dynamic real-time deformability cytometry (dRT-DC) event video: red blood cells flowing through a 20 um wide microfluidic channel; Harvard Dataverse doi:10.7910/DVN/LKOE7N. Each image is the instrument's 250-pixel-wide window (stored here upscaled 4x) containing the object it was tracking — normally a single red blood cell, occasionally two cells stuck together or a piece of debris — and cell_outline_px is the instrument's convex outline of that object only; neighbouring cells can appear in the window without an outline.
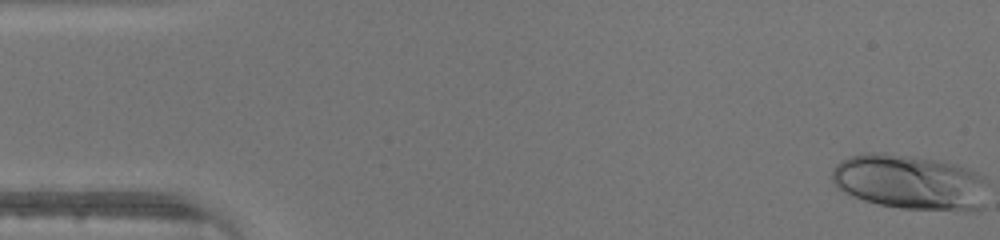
{"species": "human", "species_latin": "Homo sapiens", "temperature_condition": "warm", "stored_images_in_passage": 46, "camera_frame_rate_fps": 3000, "um_per_image_px": 0.085, "donor": {"sex": "male"}, "frame": {"image": 1, "passage_image": 1, "time_ms": 0.0, "image_size_px": [1000, 240], "cell_outline_px": [[984, 208], [972, 212], [900, 208], [880, 204], [864, 200], [852, 196], [836, 188], [832, 180], [832, 168], [840, 160], [848, 156], [868, 152], [884, 152], [912, 156], [956, 164], [968, 168], [984, 176]], "centroid_in_image_um": [77.33, 15.49], "position_along_channel_um": 7.7, "area_um2": 50.52}}
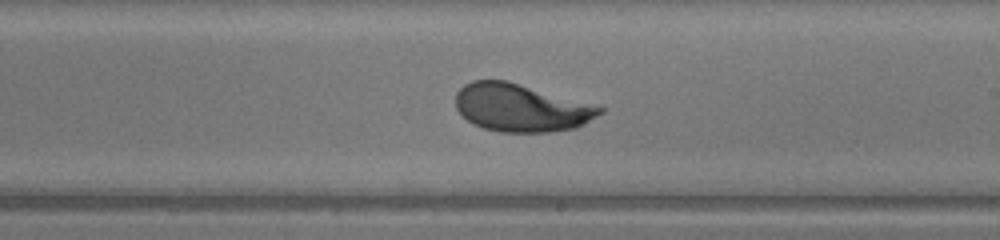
{"frame": {"image": 2, "passage_image": 27, "time_ms": 8.667, "image_size_px": [1000, 240], "cell_outline_px": [[604, 112], [584, 124], [576, 128], [548, 132], [500, 132], [484, 128], [472, 124], [456, 108], [456, 92], [464, 84], [472, 80], [508, 80], [604, 108]], "centroid_in_image_um": [44.26, 9.16], "position_along_channel_um": 244.7, "area_um2": 39.94}}
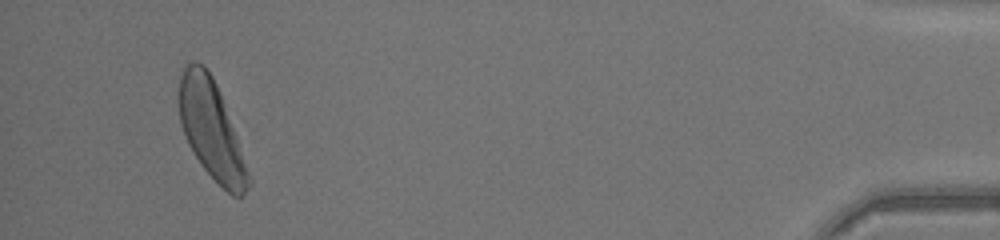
{"frame": {"image": 3, "passage_image": 44, "time_ms": 14.333, "image_size_px": [1000, 240], "cell_outline_px": [[252, 184], [244, 196], [232, 196], [200, 164], [192, 152], [188, 144], [180, 124], [180, 68], [192, 60], [196, 60], [204, 64], [212, 76], [220, 92], [252, 180]], "centroid_in_image_um": [17.96, 11.01], "position_along_channel_um": 417.2, "area_um2": 39.54}}